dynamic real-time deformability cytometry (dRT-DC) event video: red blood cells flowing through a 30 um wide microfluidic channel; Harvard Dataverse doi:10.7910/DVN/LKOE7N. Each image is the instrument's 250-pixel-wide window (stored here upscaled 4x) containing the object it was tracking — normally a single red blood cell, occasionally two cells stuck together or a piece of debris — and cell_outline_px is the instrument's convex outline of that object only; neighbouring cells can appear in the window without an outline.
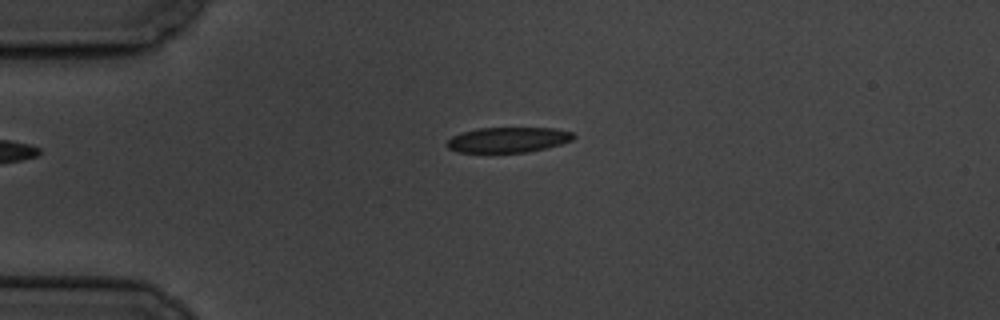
{"species": "common noctule bat (a hibernating species)", "species_latin": "Nyctalus noctula", "temperature_condition": "cold", "stored_images_in_passage": 4, "camera_frame_rate_fps": 3000, "um_per_image_px": 0.085, "animal": {"sex": "male", "body_mass_g": 19.5, "forearm_length_mm": 54.6}, "frame": {"image": 1, "passage_image": 4, "time_ms": 3.667, "image_size_px": [1000, 320], "cell_outline_px": [[576, 136], [572, 140], [560, 144], [528, 152], [460, 152], [448, 148], [444, 144], [452, 136], [460, 132], [480, 128], [556, 128], [572, 132]], "centroid_in_image_um": [43.17, 11.87], "position_along_channel_um": 41.8, "area_um2": 18.61}}